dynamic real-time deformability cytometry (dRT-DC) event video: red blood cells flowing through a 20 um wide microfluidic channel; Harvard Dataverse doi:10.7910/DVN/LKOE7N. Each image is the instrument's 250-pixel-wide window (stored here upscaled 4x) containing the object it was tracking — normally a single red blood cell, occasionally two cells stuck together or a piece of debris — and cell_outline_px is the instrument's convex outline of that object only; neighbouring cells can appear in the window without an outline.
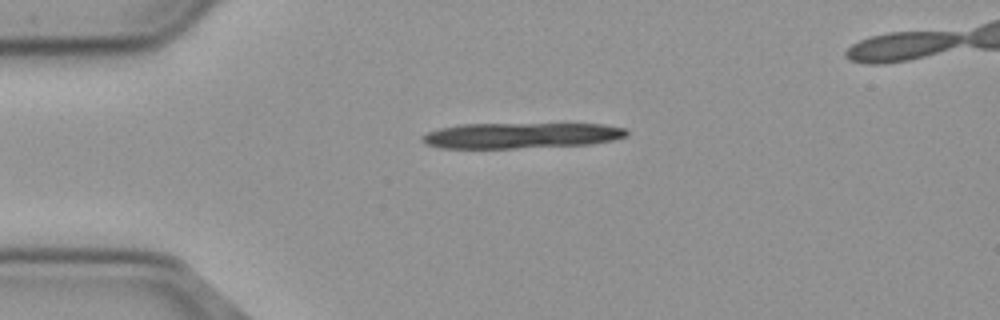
{"species": "common noctule bat (a hibernating species)", "species_latin": "Nyctalus noctula", "temperature_condition": "cold", "stored_images_in_passage": 7, "camera_frame_rate_fps": 3000, "um_per_image_px": 0.085, "animal": {"sex": "male", "body_mass_g": 23.1, "forearm_length_mm": 52.7}, "frame": {"image": 1, "passage_image": 1, "time_ms": 0.0, "image_size_px": [1000, 320], "cell_outline_px": [[628, 136], [612, 140], [588, 144], [516, 148], [440, 148], [424, 144], [420, 140], [420, 136], [428, 132], [440, 128], [460, 124], [604, 124], [628, 128]], "centroid_in_image_um": [44.26, 11.51], "position_along_channel_um": 40.7, "area_um2": 30.69}}